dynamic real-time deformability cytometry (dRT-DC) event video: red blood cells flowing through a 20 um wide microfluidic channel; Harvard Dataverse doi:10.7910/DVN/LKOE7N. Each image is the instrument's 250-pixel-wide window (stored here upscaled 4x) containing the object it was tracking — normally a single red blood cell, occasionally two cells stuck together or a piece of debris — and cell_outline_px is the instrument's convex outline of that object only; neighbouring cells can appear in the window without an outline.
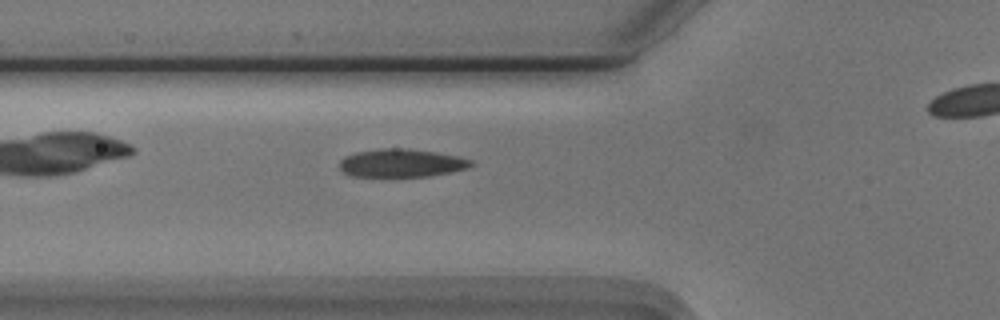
{"species": "Egyptian fruit bat (a non-hibernating species)", "species_latin": "Rousettus aegyptiacus", "temperature_condition": "cold", "stored_images_in_passage": 37, "camera_frame_rate_fps": 3000, "um_per_image_px": 0.085, "animal": {"sex": "male"}, "frame": {"image": 1, "passage_image": 9, "time_ms": 2.667, "image_size_px": [1000, 320], "cell_outline_px": [[476, 164], [468, 168], [452, 172], [428, 176], [352, 176], [344, 172], [340, 168], [340, 160], [344, 156], [356, 152], [380, 148], [408, 148], [436, 152], [460, 156], [472, 160]], "centroid_in_image_um": [34.17, 13.85], "position_along_channel_um": 91.6, "area_um2": 21.73}}
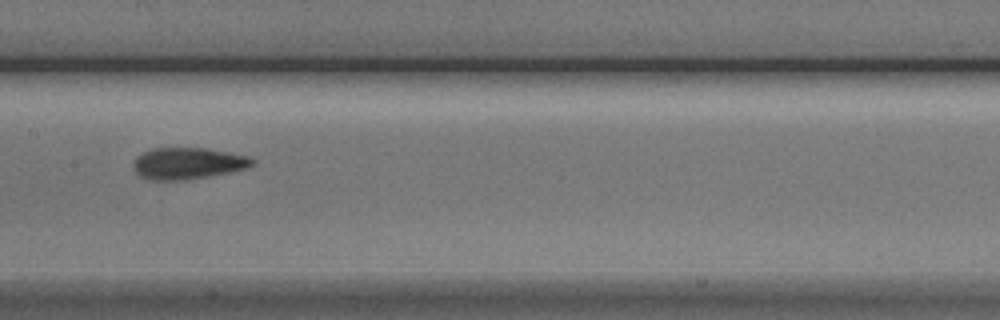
{"frame": {"image": 2, "passage_image": 17, "time_ms": 5.333, "image_size_px": [1000, 320], "cell_outline_px": [[256, 164], [248, 168], [208, 176], [184, 180], [148, 180], [140, 176], [132, 168], [132, 164], [136, 156], [152, 148], [208, 148], [248, 156], [256, 160]], "centroid_in_image_um": [15.96, 13.88], "position_along_channel_um": 191.4, "area_um2": 22.08}}
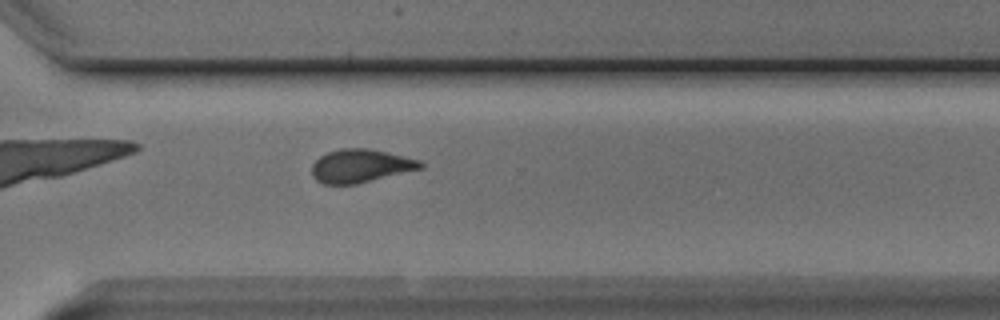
{"frame": {"image": 3, "passage_image": 29, "time_ms": 9.333, "image_size_px": [1000, 320], "cell_outline_px": [[424, 168], [356, 184], [324, 184], [316, 180], [312, 176], [312, 164], [320, 156], [328, 152], [344, 148], [368, 148], [420, 160], [424, 164]], "centroid_in_image_um": [30.65, 14.11], "position_along_channel_um": 340.0, "area_um2": 20.98}}